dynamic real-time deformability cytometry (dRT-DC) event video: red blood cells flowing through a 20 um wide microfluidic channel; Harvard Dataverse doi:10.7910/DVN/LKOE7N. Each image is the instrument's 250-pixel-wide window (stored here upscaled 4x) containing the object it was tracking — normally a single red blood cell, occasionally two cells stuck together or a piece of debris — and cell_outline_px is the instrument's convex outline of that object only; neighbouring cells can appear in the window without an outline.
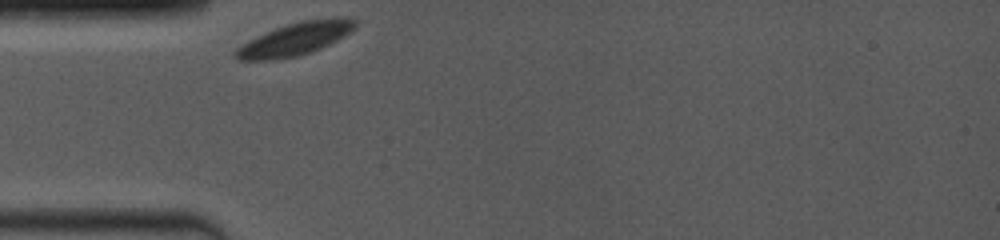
{"species": "common noctule bat (a hibernating species)", "species_latin": "Nyctalus noctula", "temperature_condition": "room temperature", "stored_images_in_passage": 38, "camera_frame_rate_fps": 4000, "um_per_image_px": 0.085, "animal": {"sex": "female", "body_mass_g": 19.0, "forearm_length_mm": 53.3}, "frame": {"image": 1, "passage_image": 1, "time_ms": 0.0, "image_size_px": [1000, 240], "cell_outline_px": [[356, 28], [344, 36], [320, 48], [296, 56], [276, 60], [236, 60], [232, 56], [232, 52], [236, 48], [248, 40], [256, 36], [276, 28], [300, 20], [336, 16], [344, 16], [356, 20]], "centroid_in_image_um": [25.07, 3.3], "position_along_channel_um": 59.9, "area_um2": 23.06}}
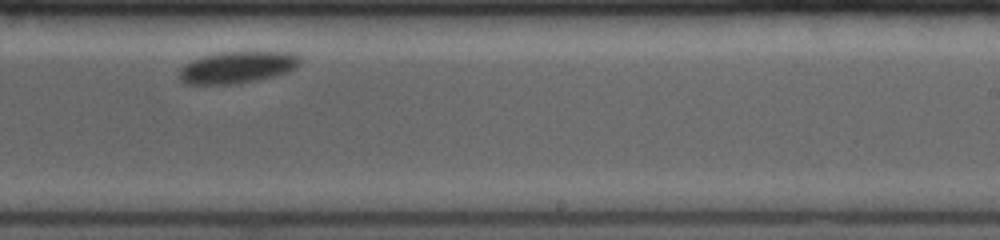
{"frame": {"image": 2, "passage_image": 23, "time_ms": 6.25, "image_size_px": [1000, 240], "cell_outline_px": [[300, 64], [296, 68], [288, 72], [256, 80], [236, 84], [184, 84], [176, 76], [180, 68], [192, 60], [204, 56], [220, 52], [288, 52], [300, 56]], "centroid_in_image_um": [20.13, 5.73], "position_along_channel_um": 268.9, "area_um2": 22.43}}
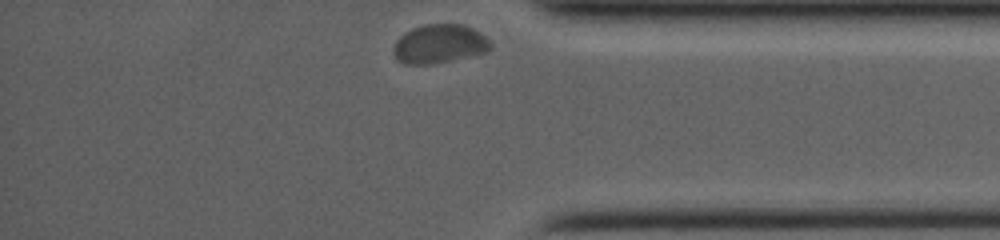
{"frame": {"image": 3, "passage_image": 38, "time_ms": 10.0, "image_size_px": [1000, 240], "cell_outline_px": [[492, 48], [484, 52], [452, 60], [428, 64], [404, 64], [396, 60], [392, 52], [392, 48], [396, 40], [404, 32], [412, 28], [424, 24], [464, 24], [480, 32], [492, 44]], "centroid_in_image_um": [37.3, 3.72], "position_along_channel_um": 397.9, "area_um2": 22.08}, "authors_computed_cell_mechanics": {"area_um2": 22.4264, "velocity_mm_per_s": 3.4222, "shape_relaxation_time_tau1_ms": 1.5798, "shape_relaxation_time_tau2_ms": null, "deformation_change_tau1": 0.0343, "deformation_change_tau2": null}}